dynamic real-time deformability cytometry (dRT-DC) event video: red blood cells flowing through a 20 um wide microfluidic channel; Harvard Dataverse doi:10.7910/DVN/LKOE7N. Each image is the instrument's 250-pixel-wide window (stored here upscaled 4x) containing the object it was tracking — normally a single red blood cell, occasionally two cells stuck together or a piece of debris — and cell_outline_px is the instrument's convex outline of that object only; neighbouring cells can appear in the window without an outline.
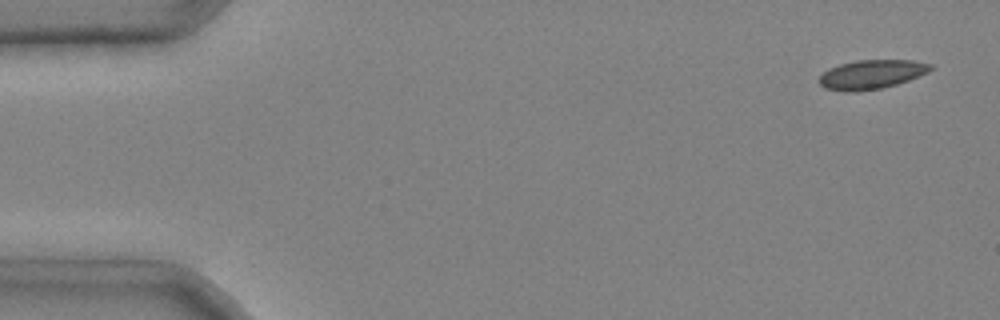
{"species": "common noctule bat (a hibernating species)", "species_latin": "Nyctalus noctula", "temperature_condition": "cold", "stored_images_in_passage": 4, "camera_frame_rate_fps": 3000, "um_per_image_px": 0.085, "animal": {"sex": "male", "body_mass_g": 20.4}, "frame": {"image": 1, "passage_image": 1, "time_ms": 0.0, "image_size_px": [1000, 320], "cell_outline_px": [[936, 68], [928, 72], [908, 80], [896, 84], [880, 88], [856, 92], [844, 92], [824, 88], [816, 80], [828, 68], [840, 64], [856, 60], [912, 60], [932, 64]], "centroid_in_image_um": [74.06, 6.32], "position_along_channel_um": 10.9, "area_um2": 19.07}}
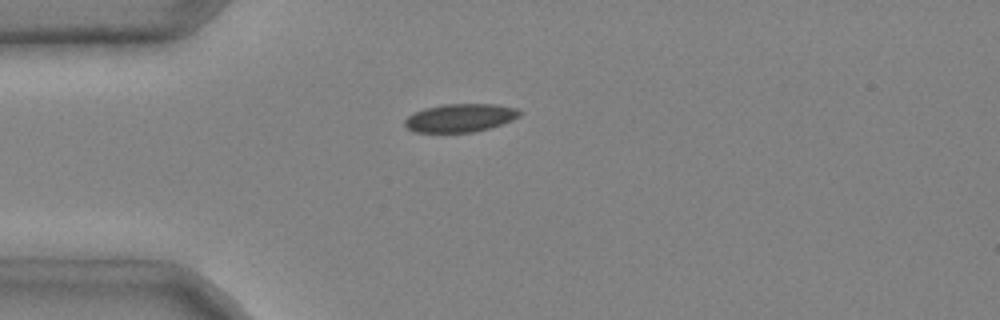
{"frame": {"image": 2, "passage_image": 4, "time_ms": 1.0, "image_size_px": [1000, 320], "cell_outline_px": [[524, 112], [520, 116], [512, 120], [488, 128], [472, 132], [412, 132], [404, 124], [404, 120], [408, 116], [424, 108], [444, 104], [496, 104], [516, 108]], "centroid_in_image_um": [39.12, 10.01], "position_along_channel_um": 45.9, "area_um2": 18.84}}